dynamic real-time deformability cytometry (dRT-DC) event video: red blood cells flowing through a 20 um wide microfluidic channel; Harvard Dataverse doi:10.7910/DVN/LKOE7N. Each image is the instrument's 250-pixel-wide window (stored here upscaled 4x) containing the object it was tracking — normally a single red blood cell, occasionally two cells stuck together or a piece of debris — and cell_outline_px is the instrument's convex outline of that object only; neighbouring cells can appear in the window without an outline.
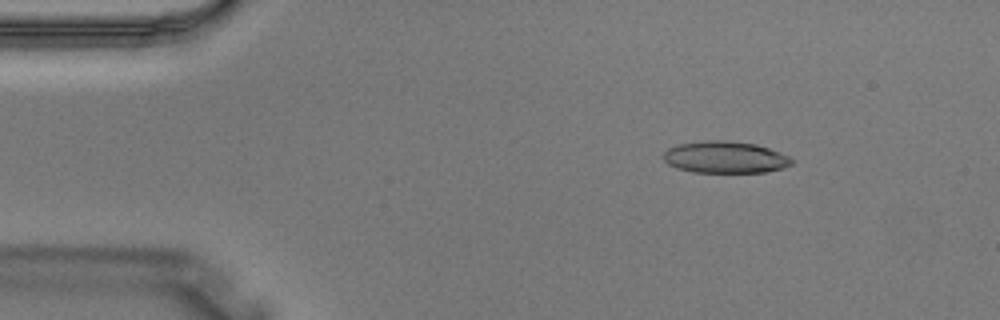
{"species": "Egyptian fruit bat (a non-hibernating species)", "species_latin": "Rousettus aegyptiacus", "temperature_condition": "warm", "stored_images_in_passage": 4, "camera_frame_rate_fps": 3000, "um_per_image_px": 0.085, "animal": {"sex": "male"}, "frame": {"image": 1, "passage_image": 2, "time_ms": 0.333, "image_size_px": [1000, 320], "cell_outline_px": [[796, 160], [792, 164], [784, 168], [764, 172], [692, 172], [676, 168], [668, 164], [664, 160], [664, 152], [668, 148], [676, 144], [704, 140], [728, 140], [756, 144], [780, 152]], "centroid_in_image_um": [61.64, 13.36], "position_along_channel_um": 23.4, "area_um2": 24.04}}